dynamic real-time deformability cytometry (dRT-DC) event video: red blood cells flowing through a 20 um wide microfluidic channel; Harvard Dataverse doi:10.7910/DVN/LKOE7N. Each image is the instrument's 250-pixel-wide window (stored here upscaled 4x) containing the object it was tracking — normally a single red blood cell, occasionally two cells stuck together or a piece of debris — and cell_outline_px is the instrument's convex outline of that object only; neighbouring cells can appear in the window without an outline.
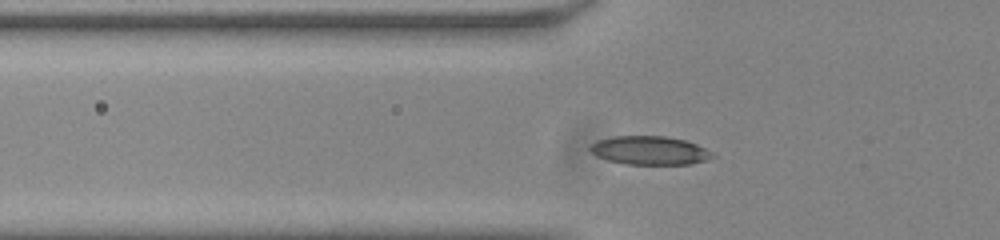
{"species": "common noctule bat (a hibernating species)", "species_latin": "Nyctalus noctula", "temperature_condition": "room temperature", "stored_images_in_passage": 48, "camera_frame_rate_fps": 3000, "um_per_image_px": 0.085, "animal": {"sex": "male", "body_mass_g": 20.0, "forearm_length_mm": 53.3}, "frame": {"image": 1, "passage_image": 12, "time_ms": 3.667, "image_size_px": [1000, 240], "cell_outline_px": [[716, 156], [708, 160], [692, 164], [624, 164], [608, 160], [596, 156], [588, 148], [596, 140], [612, 136], [664, 136], [684, 140], [696, 144], [712, 152]], "centroid_in_image_um": [55.22, 12.79], "position_along_channel_um": 70.6, "area_um2": 20.46}}
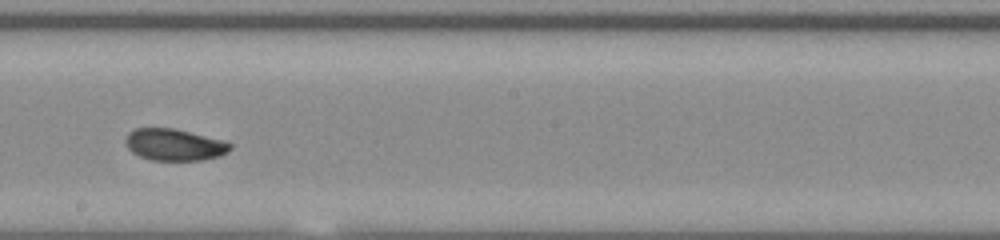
{"frame": {"image": 2, "passage_image": 25, "time_ms": 8.0, "image_size_px": [1000, 240], "cell_outline_px": [[232, 148], [228, 152], [220, 156], [204, 160], [152, 160], [140, 156], [132, 152], [128, 148], [124, 140], [128, 132], [136, 128], [172, 128], [220, 140], [232, 144]], "centroid_in_image_um": [14.79, 12.31], "position_along_channel_um": 233.4, "area_um2": 19.19}}
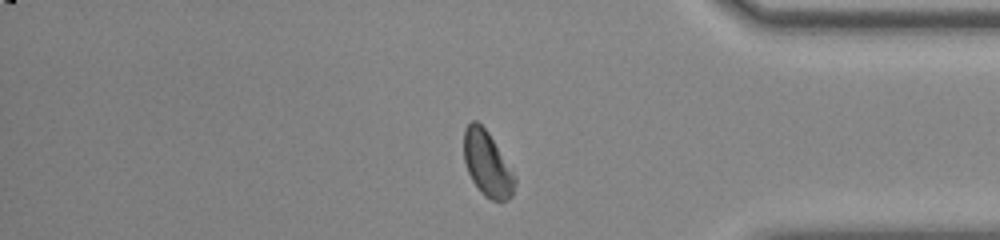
{"frame": {"image": 3, "passage_image": 39, "time_ms": 12.667, "image_size_px": [1000, 240], "cell_outline_px": [[516, 180], [512, 196], [508, 200], [492, 200], [484, 196], [480, 192], [472, 180], [468, 172], [464, 160], [464, 128], [472, 120], [476, 120], [488, 132], [516, 176]], "centroid_in_image_um": [41.41, 13.94], "position_along_channel_um": 393.8, "area_um2": 19.25}, "authors_computed_cell_mechanics": {"area_um2": 19.2474, "velocity_mm_per_s": 3.7865, "shape_relaxation_time_tau1_ms": 4.4997, "shape_relaxation_time_tau2_ms": 2.4044, "deformation_change_tau1": 0.1159, "deformation_change_tau2": 0.0575}}